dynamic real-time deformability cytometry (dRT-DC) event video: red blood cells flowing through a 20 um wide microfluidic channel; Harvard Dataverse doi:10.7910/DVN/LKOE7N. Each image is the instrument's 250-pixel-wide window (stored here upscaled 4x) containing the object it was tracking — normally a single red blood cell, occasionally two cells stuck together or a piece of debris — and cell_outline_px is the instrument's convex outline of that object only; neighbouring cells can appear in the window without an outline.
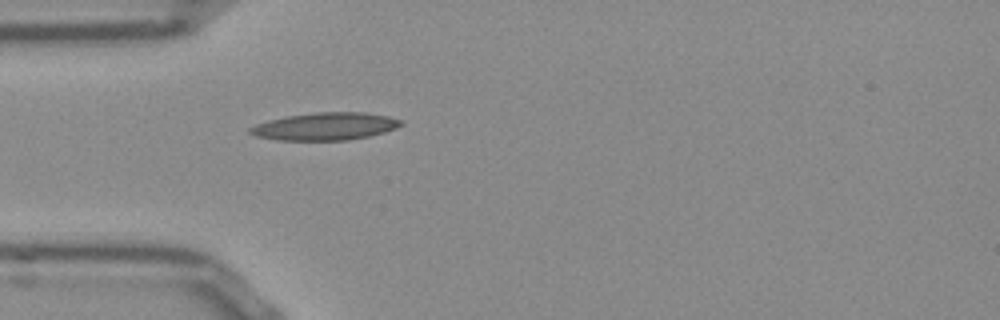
{"species": "Egyptian fruit bat (a non-hibernating species)", "species_latin": "Rousettus aegyptiacus", "temperature_condition": "room temperature", "stored_images_in_passage": 38, "camera_frame_rate_fps": 3000, "um_per_image_px": 0.085, "frame": {"image": 1, "passage_image": 1, "time_ms": 0.0, "image_size_px": [1000, 320], "cell_outline_px": [[404, 124], [396, 128], [384, 132], [368, 136], [348, 140], [276, 140], [256, 136], [248, 132], [248, 128], [256, 124], [268, 120], [284, 116], [312, 112], [368, 112], [388, 116], [404, 120]], "centroid_in_image_um": [27.65, 10.73], "position_along_channel_um": 57.4, "area_um2": 24.51}}
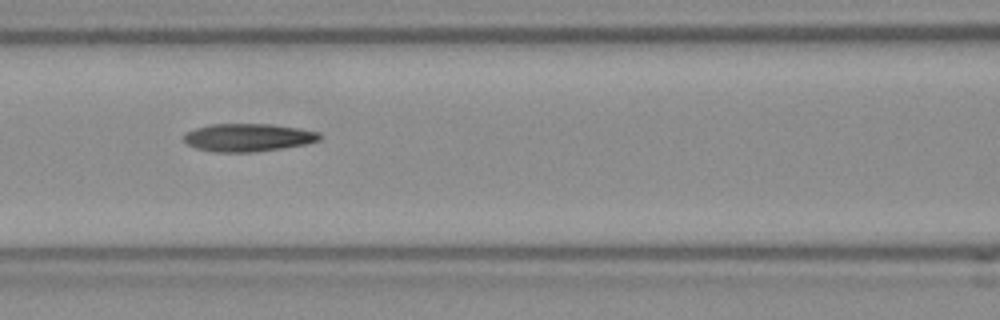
{"frame": {"image": 2, "passage_image": 8, "time_ms": 2.333, "image_size_px": [1000, 320], "cell_outline_px": [[324, 136], [320, 140], [304, 144], [280, 148], [252, 152], [216, 152], [196, 148], [188, 144], [184, 140], [184, 132], [208, 124], [272, 124], [300, 128], [320, 132]], "centroid_in_image_um": [21.1, 11.67], "position_along_channel_um": 145.5, "area_um2": 22.14}}
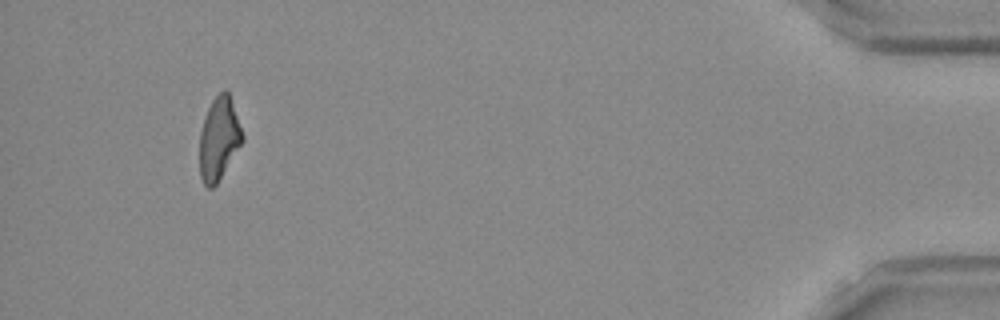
{"frame": {"image": 3, "passage_image": 35, "time_ms": 11.333, "image_size_px": [1000, 320], "cell_outline_px": [[244, 140], [216, 184], [212, 188], [208, 188], [204, 184], [200, 176], [200, 132], [208, 108], [212, 100], [224, 88], [228, 92], [244, 136]], "centroid_in_image_um": [18.61, 11.79], "position_along_channel_um": 416.6, "area_um2": 20.29}, "authors_computed_cell_mechanics": {"area_um2": 21.6172, "velocity_mm_per_s": 3.8529, "shape_relaxation_time_tau1_ms": null, "shape_relaxation_time_tau2_ms": 2.9344, "deformation_change_tau1": null, "deformation_change_tau2": 0.1197}}